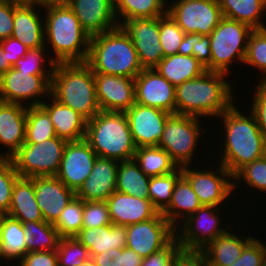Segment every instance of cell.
Masks as SVG:
<instances>
[{
	"label": "cell",
	"instance_id": "44",
	"mask_svg": "<svg viewBox=\"0 0 266 266\" xmlns=\"http://www.w3.org/2000/svg\"><path fill=\"white\" fill-rule=\"evenodd\" d=\"M159 35L163 57L177 54L185 33L168 13L159 17Z\"/></svg>",
	"mask_w": 266,
	"mask_h": 266
},
{
	"label": "cell",
	"instance_id": "60",
	"mask_svg": "<svg viewBox=\"0 0 266 266\" xmlns=\"http://www.w3.org/2000/svg\"><path fill=\"white\" fill-rule=\"evenodd\" d=\"M70 0H40V4L45 5H61L67 4Z\"/></svg>",
	"mask_w": 266,
	"mask_h": 266
},
{
	"label": "cell",
	"instance_id": "58",
	"mask_svg": "<svg viewBox=\"0 0 266 266\" xmlns=\"http://www.w3.org/2000/svg\"><path fill=\"white\" fill-rule=\"evenodd\" d=\"M192 50H193V33L185 34L182 43L178 48V54L192 55Z\"/></svg>",
	"mask_w": 266,
	"mask_h": 266
},
{
	"label": "cell",
	"instance_id": "4",
	"mask_svg": "<svg viewBox=\"0 0 266 266\" xmlns=\"http://www.w3.org/2000/svg\"><path fill=\"white\" fill-rule=\"evenodd\" d=\"M50 95L87 121L100 111L94 73L86 62L55 63Z\"/></svg>",
	"mask_w": 266,
	"mask_h": 266
},
{
	"label": "cell",
	"instance_id": "29",
	"mask_svg": "<svg viewBox=\"0 0 266 266\" xmlns=\"http://www.w3.org/2000/svg\"><path fill=\"white\" fill-rule=\"evenodd\" d=\"M230 230L213 240L203 252L208 266L232 265L242 254L243 249L254 239L251 236L240 237ZM247 237V238H246Z\"/></svg>",
	"mask_w": 266,
	"mask_h": 266
},
{
	"label": "cell",
	"instance_id": "41",
	"mask_svg": "<svg viewBox=\"0 0 266 266\" xmlns=\"http://www.w3.org/2000/svg\"><path fill=\"white\" fill-rule=\"evenodd\" d=\"M244 64L254 66L263 76L261 80L266 82V28L254 29L248 38Z\"/></svg>",
	"mask_w": 266,
	"mask_h": 266
},
{
	"label": "cell",
	"instance_id": "46",
	"mask_svg": "<svg viewBox=\"0 0 266 266\" xmlns=\"http://www.w3.org/2000/svg\"><path fill=\"white\" fill-rule=\"evenodd\" d=\"M19 177L10 159H0V215L8 213L13 188Z\"/></svg>",
	"mask_w": 266,
	"mask_h": 266
},
{
	"label": "cell",
	"instance_id": "5",
	"mask_svg": "<svg viewBox=\"0 0 266 266\" xmlns=\"http://www.w3.org/2000/svg\"><path fill=\"white\" fill-rule=\"evenodd\" d=\"M86 63L93 73L132 79L144 69L134 43L121 26L91 36Z\"/></svg>",
	"mask_w": 266,
	"mask_h": 266
},
{
	"label": "cell",
	"instance_id": "62",
	"mask_svg": "<svg viewBox=\"0 0 266 266\" xmlns=\"http://www.w3.org/2000/svg\"><path fill=\"white\" fill-rule=\"evenodd\" d=\"M79 266H96L91 258H89L87 261H85L83 264Z\"/></svg>",
	"mask_w": 266,
	"mask_h": 266
},
{
	"label": "cell",
	"instance_id": "54",
	"mask_svg": "<svg viewBox=\"0 0 266 266\" xmlns=\"http://www.w3.org/2000/svg\"><path fill=\"white\" fill-rule=\"evenodd\" d=\"M19 266H58L57 250L47 252H28L21 259Z\"/></svg>",
	"mask_w": 266,
	"mask_h": 266
},
{
	"label": "cell",
	"instance_id": "51",
	"mask_svg": "<svg viewBox=\"0 0 266 266\" xmlns=\"http://www.w3.org/2000/svg\"><path fill=\"white\" fill-rule=\"evenodd\" d=\"M211 39L209 35L193 33L192 56L201 63L206 70L211 71Z\"/></svg>",
	"mask_w": 266,
	"mask_h": 266
},
{
	"label": "cell",
	"instance_id": "10",
	"mask_svg": "<svg viewBox=\"0 0 266 266\" xmlns=\"http://www.w3.org/2000/svg\"><path fill=\"white\" fill-rule=\"evenodd\" d=\"M167 13L185 34L210 35L223 17L217 0H176Z\"/></svg>",
	"mask_w": 266,
	"mask_h": 266
},
{
	"label": "cell",
	"instance_id": "33",
	"mask_svg": "<svg viewBox=\"0 0 266 266\" xmlns=\"http://www.w3.org/2000/svg\"><path fill=\"white\" fill-rule=\"evenodd\" d=\"M116 190L130 196L149 199L150 177L132 160L119 162L116 176Z\"/></svg>",
	"mask_w": 266,
	"mask_h": 266
},
{
	"label": "cell",
	"instance_id": "40",
	"mask_svg": "<svg viewBox=\"0 0 266 266\" xmlns=\"http://www.w3.org/2000/svg\"><path fill=\"white\" fill-rule=\"evenodd\" d=\"M84 200L76 195L53 224L61 237H75L82 229Z\"/></svg>",
	"mask_w": 266,
	"mask_h": 266
},
{
	"label": "cell",
	"instance_id": "59",
	"mask_svg": "<svg viewBox=\"0 0 266 266\" xmlns=\"http://www.w3.org/2000/svg\"><path fill=\"white\" fill-rule=\"evenodd\" d=\"M13 66L9 63L6 52H3L0 40V76L11 69Z\"/></svg>",
	"mask_w": 266,
	"mask_h": 266
},
{
	"label": "cell",
	"instance_id": "34",
	"mask_svg": "<svg viewBox=\"0 0 266 266\" xmlns=\"http://www.w3.org/2000/svg\"><path fill=\"white\" fill-rule=\"evenodd\" d=\"M1 229V259L19 261L27 253L23 223L8 215H1Z\"/></svg>",
	"mask_w": 266,
	"mask_h": 266
},
{
	"label": "cell",
	"instance_id": "61",
	"mask_svg": "<svg viewBox=\"0 0 266 266\" xmlns=\"http://www.w3.org/2000/svg\"><path fill=\"white\" fill-rule=\"evenodd\" d=\"M15 4H36L40 3V0H5Z\"/></svg>",
	"mask_w": 266,
	"mask_h": 266
},
{
	"label": "cell",
	"instance_id": "37",
	"mask_svg": "<svg viewBox=\"0 0 266 266\" xmlns=\"http://www.w3.org/2000/svg\"><path fill=\"white\" fill-rule=\"evenodd\" d=\"M119 26L136 18H159L167 13L163 0H113Z\"/></svg>",
	"mask_w": 266,
	"mask_h": 266
},
{
	"label": "cell",
	"instance_id": "28",
	"mask_svg": "<svg viewBox=\"0 0 266 266\" xmlns=\"http://www.w3.org/2000/svg\"><path fill=\"white\" fill-rule=\"evenodd\" d=\"M202 206L189 181L182 175L175 184L169 205L161 214L177 229L182 223ZM181 220H180V219Z\"/></svg>",
	"mask_w": 266,
	"mask_h": 266
},
{
	"label": "cell",
	"instance_id": "65",
	"mask_svg": "<svg viewBox=\"0 0 266 266\" xmlns=\"http://www.w3.org/2000/svg\"><path fill=\"white\" fill-rule=\"evenodd\" d=\"M163 1L165 2L166 5H168V2H167L168 0H163Z\"/></svg>",
	"mask_w": 266,
	"mask_h": 266
},
{
	"label": "cell",
	"instance_id": "6",
	"mask_svg": "<svg viewBox=\"0 0 266 266\" xmlns=\"http://www.w3.org/2000/svg\"><path fill=\"white\" fill-rule=\"evenodd\" d=\"M85 139L97 156L119 162L132 160L137 149L125 112L100 110L87 121Z\"/></svg>",
	"mask_w": 266,
	"mask_h": 266
},
{
	"label": "cell",
	"instance_id": "52",
	"mask_svg": "<svg viewBox=\"0 0 266 266\" xmlns=\"http://www.w3.org/2000/svg\"><path fill=\"white\" fill-rule=\"evenodd\" d=\"M173 266H208L203 250L180 248L172 258Z\"/></svg>",
	"mask_w": 266,
	"mask_h": 266
},
{
	"label": "cell",
	"instance_id": "56",
	"mask_svg": "<svg viewBox=\"0 0 266 266\" xmlns=\"http://www.w3.org/2000/svg\"><path fill=\"white\" fill-rule=\"evenodd\" d=\"M90 258L96 266H123V249H110Z\"/></svg>",
	"mask_w": 266,
	"mask_h": 266
},
{
	"label": "cell",
	"instance_id": "35",
	"mask_svg": "<svg viewBox=\"0 0 266 266\" xmlns=\"http://www.w3.org/2000/svg\"><path fill=\"white\" fill-rule=\"evenodd\" d=\"M28 252L55 251L62 238L53 224L45 221L23 222Z\"/></svg>",
	"mask_w": 266,
	"mask_h": 266
},
{
	"label": "cell",
	"instance_id": "13",
	"mask_svg": "<svg viewBox=\"0 0 266 266\" xmlns=\"http://www.w3.org/2000/svg\"><path fill=\"white\" fill-rule=\"evenodd\" d=\"M51 77L24 75L12 67L0 76V101L26 105L29 100L27 106H40L43 101L39 98L50 96Z\"/></svg>",
	"mask_w": 266,
	"mask_h": 266
},
{
	"label": "cell",
	"instance_id": "55",
	"mask_svg": "<svg viewBox=\"0 0 266 266\" xmlns=\"http://www.w3.org/2000/svg\"><path fill=\"white\" fill-rule=\"evenodd\" d=\"M1 47L3 52H6L7 59L12 66L30 50L20 39L13 37L2 40Z\"/></svg>",
	"mask_w": 266,
	"mask_h": 266
},
{
	"label": "cell",
	"instance_id": "9",
	"mask_svg": "<svg viewBox=\"0 0 266 266\" xmlns=\"http://www.w3.org/2000/svg\"><path fill=\"white\" fill-rule=\"evenodd\" d=\"M199 117L171 114L165 124L158 147L166 150L178 167L192 166L199 137Z\"/></svg>",
	"mask_w": 266,
	"mask_h": 266
},
{
	"label": "cell",
	"instance_id": "42",
	"mask_svg": "<svg viewBox=\"0 0 266 266\" xmlns=\"http://www.w3.org/2000/svg\"><path fill=\"white\" fill-rule=\"evenodd\" d=\"M234 189L242 182L249 188L266 192V154L242 167L234 176ZM240 182V183H239Z\"/></svg>",
	"mask_w": 266,
	"mask_h": 266
},
{
	"label": "cell",
	"instance_id": "1",
	"mask_svg": "<svg viewBox=\"0 0 266 266\" xmlns=\"http://www.w3.org/2000/svg\"><path fill=\"white\" fill-rule=\"evenodd\" d=\"M245 115L233 104L218 117L224 123L225 138L222 154L223 165L233 176L245 165L266 154V138L260 131L254 114ZM244 113V114H243Z\"/></svg>",
	"mask_w": 266,
	"mask_h": 266
},
{
	"label": "cell",
	"instance_id": "49",
	"mask_svg": "<svg viewBox=\"0 0 266 266\" xmlns=\"http://www.w3.org/2000/svg\"><path fill=\"white\" fill-rule=\"evenodd\" d=\"M264 252V243L255 238L243 249L241 256L228 266H261Z\"/></svg>",
	"mask_w": 266,
	"mask_h": 266
},
{
	"label": "cell",
	"instance_id": "53",
	"mask_svg": "<svg viewBox=\"0 0 266 266\" xmlns=\"http://www.w3.org/2000/svg\"><path fill=\"white\" fill-rule=\"evenodd\" d=\"M19 4L0 0V40H5L12 36L14 25V9Z\"/></svg>",
	"mask_w": 266,
	"mask_h": 266
},
{
	"label": "cell",
	"instance_id": "25",
	"mask_svg": "<svg viewBox=\"0 0 266 266\" xmlns=\"http://www.w3.org/2000/svg\"><path fill=\"white\" fill-rule=\"evenodd\" d=\"M40 3L20 4L14 9V25L12 36L20 39L29 49L46 48L44 37V20L36 9ZM36 9V10H35ZM41 19V20H40Z\"/></svg>",
	"mask_w": 266,
	"mask_h": 266
},
{
	"label": "cell",
	"instance_id": "2",
	"mask_svg": "<svg viewBox=\"0 0 266 266\" xmlns=\"http://www.w3.org/2000/svg\"><path fill=\"white\" fill-rule=\"evenodd\" d=\"M226 75L206 70L176 87V114L218 118L227 111L235 98L229 80H225Z\"/></svg>",
	"mask_w": 266,
	"mask_h": 266
},
{
	"label": "cell",
	"instance_id": "36",
	"mask_svg": "<svg viewBox=\"0 0 266 266\" xmlns=\"http://www.w3.org/2000/svg\"><path fill=\"white\" fill-rule=\"evenodd\" d=\"M133 159L149 177L173 173L179 168L169 153L158 146L137 148Z\"/></svg>",
	"mask_w": 266,
	"mask_h": 266
},
{
	"label": "cell",
	"instance_id": "16",
	"mask_svg": "<svg viewBox=\"0 0 266 266\" xmlns=\"http://www.w3.org/2000/svg\"><path fill=\"white\" fill-rule=\"evenodd\" d=\"M96 158L97 154L85 138L67 141L55 177L76 193L89 177Z\"/></svg>",
	"mask_w": 266,
	"mask_h": 266
},
{
	"label": "cell",
	"instance_id": "38",
	"mask_svg": "<svg viewBox=\"0 0 266 266\" xmlns=\"http://www.w3.org/2000/svg\"><path fill=\"white\" fill-rule=\"evenodd\" d=\"M53 137L56 132L48 113L41 106H28L24 143H40Z\"/></svg>",
	"mask_w": 266,
	"mask_h": 266
},
{
	"label": "cell",
	"instance_id": "63",
	"mask_svg": "<svg viewBox=\"0 0 266 266\" xmlns=\"http://www.w3.org/2000/svg\"><path fill=\"white\" fill-rule=\"evenodd\" d=\"M261 266H266V245H265V252L262 260V265Z\"/></svg>",
	"mask_w": 266,
	"mask_h": 266
},
{
	"label": "cell",
	"instance_id": "50",
	"mask_svg": "<svg viewBox=\"0 0 266 266\" xmlns=\"http://www.w3.org/2000/svg\"><path fill=\"white\" fill-rule=\"evenodd\" d=\"M180 248L175 237L165 248L145 257L141 266H173L172 258Z\"/></svg>",
	"mask_w": 266,
	"mask_h": 266
},
{
	"label": "cell",
	"instance_id": "7",
	"mask_svg": "<svg viewBox=\"0 0 266 266\" xmlns=\"http://www.w3.org/2000/svg\"><path fill=\"white\" fill-rule=\"evenodd\" d=\"M253 30L245 23L223 16L209 35L211 71L228 74L235 60L244 64L248 38Z\"/></svg>",
	"mask_w": 266,
	"mask_h": 266
},
{
	"label": "cell",
	"instance_id": "21",
	"mask_svg": "<svg viewBox=\"0 0 266 266\" xmlns=\"http://www.w3.org/2000/svg\"><path fill=\"white\" fill-rule=\"evenodd\" d=\"M37 205L43 220L54 224L76 193L55 176L33 177Z\"/></svg>",
	"mask_w": 266,
	"mask_h": 266
},
{
	"label": "cell",
	"instance_id": "11",
	"mask_svg": "<svg viewBox=\"0 0 266 266\" xmlns=\"http://www.w3.org/2000/svg\"><path fill=\"white\" fill-rule=\"evenodd\" d=\"M219 209L217 206L202 205L193 215L179 224L176 229V239L180 247L203 250L218 236L226 233L230 228L221 226V214H217Z\"/></svg>",
	"mask_w": 266,
	"mask_h": 266
},
{
	"label": "cell",
	"instance_id": "22",
	"mask_svg": "<svg viewBox=\"0 0 266 266\" xmlns=\"http://www.w3.org/2000/svg\"><path fill=\"white\" fill-rule=\"evenodd\" d=\"M27 105L0 101V145L8 148L0 159H10L24 144Z\"/></svg>",
	"mask_w": 266,
	"mask_h": 266
},
{
	"label": "cell",
	"instance_id": "23",
	"mask_svg": "<svg viewBox=\"0 0 266 266\" xmlns=\"http://www.w3.org/2000/svg\"><path fill=\"white\" fill-rule=\"evenodd\" d=\"M119 162L97 156L89 177L76 192L84 201H106L116 191Z\"/></svg>",
	"mask_w": 266,
	"mask_h": 266
},
{
	"label": "cell",
	"instance_id": "57",
	"mask_svg": "<svg viewBox=\"0 0 266 266\" xmlns=\"http://www.w3.org/2000/svg\"><path fill=\"white\" fill-rule=\"evenodd\" d=\"M143 259L135 251L127 247L123 249V266H141Z\"/></svg>",
	"mask_w": 266,
	"mask_h": 266
},
{
	"label": "cell",
	"instance_id": "26",
	"mask_svg": "<svg viewBox=\"0 0 266 266\" xmlns=\"http://www.w3.org/2000/svg\"><path fill=\"white\" fill-rule=\"evenodd\" d=\"M50 102L40 105L50 116L56 136L66 141H78L85 138L87 120L74 109L58 102L51 95Z\"/></svg>",
	"mask_w": 266,
	"mask_h": 266
},
{
	"label": "cell",
	"instance_id": "14",
	"mask_svg": "<svg viewBox=\"0 0 266 266\" xmlns=\"http://www.w3.org/2000/svg\"><path fill=\"white\" fill-rule=\"evenodd\" d=\"M126 231V247L143 258L165 248L176 237V229L161 212L150 220L126 226Z\"/></svg>",
	"mask_w": 266,
	"mask_h": 266
},
{
	"label": "cell",
	"instance_id": "12",
	"mask_svg": "<svg viewBox=\"0 0 266 266\" xmlns=\"http://www.w3.org/2000/svg\"><path fill=\"white\" fill-rule=\"evenodd\" d=\"M217 166V172L208 168L200 171V167L194 170L189 165L182 167V175L189 181L202 205L222 207L233 193V175L220 163Z\"/></svg>",
	"mask_w": 266,
	"mask_h": 266
},
{
	"label": "cell",
	"instance_id": "19",
	"mask_svg": "<svg viewBox=\"0 0 266 266\" xmlns=\"http://www.w3.org/2000/svg\"><path fill=\"white\" fill-rule=\"evenodd\" d=\"M94 77L101 111L126 112L136 103L134 79L101 73Z\"/></svg>",
	"mask_w": 266,
	"mask_h": 266
},
{
	"label": "cell",
	"instance_id": "47",
	"mask_svg": "<svg viewBox=\"0 0 266 266\" xmlns=\"http://www.w3.org/2000/svg\"><path fill=\"white\" fill-rule=\"evenodd\" d=\"M82 228L112 225L106 201H84Z\"/></svg>",
	"mask_w": 266,
	"mask_h": 266
},
{
	"label": "cell",
	"instance_id": "64",
	"mask_svg": "<svg viewBox=\"0 0 266 266\" xmlns=\"http://www.w3.org/2000/svg\"><path fill=\"white\" fill-rule=\"evenodd\" d=\"M1 236H2V229H1V215H0V252H1Z\"/></svg>",
	"mask_w": 266,
	"mask_h": 266
},
{
	"label": "cell",
	"instance_id": "43",
	"mask_svg": "<svg viewBox=\"0 0 266 266\" xmlns=\"http://www.w3.org/2000/svg\"><path fill=\"white\" fill-rule=\"evenodd\" d=\"M57 256L58 266H79L90 258L88 249L76 237H62Z\"/></svg>",
	"mask_w": 266,
	"mask_h": 266
},
{
	"label": "cell",
	"instance_id": "18",
	"mask_svg": "<svg viewBox=\"0 0 266 266\" xmlns=\"http://www.w3.org/2000/svg\"><path fill=\"white\" fill-rule=\"evenodd\" d=\"M137 148L158 146L170 113L135 103L125 112Z\"/></svg>",
	"mask_w": 266,
	"mask_h": 266
},
{
	"label": "cell",
	"instance_id": "8",
	"mask_svg": "<svg viewBox=\"0 0 266 266\" xmlns=\"http://www.w3.org/2000/svg\"><path fill=\"white\" fill-rule=\"evenodd\" d=\"M66 144L57 136L40 143H24L10 160L22 178L55 176Z\"/></svg>",
	"mask_w": 266,
	"mask_h": 266
},
{
	"label": "cell",
	"instance_id": "3",
	"mask_svg": "<svg viewBox=\"0 0 266 266\" xmlns=\"http://www.w3.org/2000/svg\"><path fill=\"white\" fill-rule=\"evenodd\" d=\"M44 37L53 49L55 63L86 62L91 36L67 4L45 5Z\"/></svg>",
	"mask_w": 266,
	"mask_h": 266
},
{
	"label": "cell",
	"instance_id": "24",
	"mask_svg": "<svg viewBox=\"0 0 266 266\" xmlns=\"http://www.w3.org/2000/svg\"><path fill=\"white\" fill-rule=\"evenodd\" d=\"M111 222L114 225L128 226L154 218L159 211L149 199H142L115 191L106 200Z\"/></svg>",
	"mask_w": 266,
	"mask_h": 266
},
{
	"label": "cell",
	"instance_id": "15",
	"mask_svg": "<svg viewBox=\"0 0 266 266\" xmlns=\"http://www.w3.org/2000/svg\"><path fill=\"white\" fill-rule=\"evenodd\" d=\"M129 35L144 69H153L163 59L160 44L159 18H136L120 25Z\"/></svg>",
	"mask_w": 266,
	"mask_h": 266
},
{
	"label": "cell",
	"instance_id": "17",
	"mask_svg": "<svg viewBox=\"0 0 266 266\" xmlns=\"http://www.w3.org/2000/svg\"><path fill=\"white\" fill-rule=\"evenodd\" d=\"M135 102L176 114V87L158 71L143 69L134 79Z\"/></svg>",
	"mask_w": 266,
	"mask_h": 266
},
{
	"label": "cell",
	"instance_id": "39",
	"mask_svg": "<svg viewBox=\"0 0 266 266\" xmlns=\"http://www.w3.org/2000/svg\"><path fill=\"white\" fill-rule=\"evenodd\" d=\"M181 176L182 167H179L173 173L150 177L149 200L159 212L169 205L175 184Z\"/></svg>",
	"mask_w": 266,
	"mask_h": 266
},
{
	"label": "cell",
	"instance_id": "48",
	"mask_svg": "<svg viewBox=\"0 0 266 266\" xmlns=\"http://www.w3.org/2000/svg\"><path fill=\"white\" fill-rule=\"evenodd\" d=\"M250 111L254 114L260 131L266 138V82L256 84Z\"/></svg>",
	"mask_w": 266,
	"mask_h": 266
},
{
	"label": "cell",
	"instance_id": "27",
	"mask_svg": "<svg viewBox=\"0 0 266 266\" xmlns=\"http://www.w3.org/2000/svg\"><path fill=\"white\" fill-rule=\"evenodd\" d=\"M126 236L125 226L112 224L96 228H82L75 237L88 249L90 255H98L110 249H124Z\"/></svg>",
	"mask_w": 266,
	"mask_h": 266
},
{
	"label": "cell",
	"instance_id": "31",
	"mask_svg": "<svg viewBox=\"0 0 266 266\" xmlns=\"http://www.w3.org/2000/svg\"><path fill=\"white\" fill-rule=\"evenodd\" d=\"M158 73L175 87L192 80L206 71L192 55L175 54L163 59L155 67Z\"/></svg>",
	"mask_w": 266,
	"mask_h": 266
},
{
	"label": "cell",
	"instance_id": "30",
	"mask_svg": "<svg viewBox=\"0 0 266 266\" xmlns=\"http://www.w3.org/2000/svg\"><path fill=\"white\" fill-rule=\"evenodd\" d=\"M23 222L44 221L42 212L37 205L34 182L30 178L19 177L14 185L11 204L6 214Z\"/></svg>",
	"mask_w": 266,
	"mask_h": 266
},
{
	"label": "cell",
	"instance_id": "32",
	"mask_svg": "<svg viewBox=\"0 0 266 266\" xmlns=\"http://www.w3.org/2000/svg\"><path fill=\"white\" fill-rule=\"evenodd\" d=\"M224 17L249 25L252 29H265L261 15L266 0H217Z\"/></svg>",
	"mask_w": 266,
	"mask_h": 266
},
{
	"label": "cell",
	"instance_id": "20",
	"mask_svg": "<svg viewBox=\"0 0 266 266\" xmlns=\"http://www.w3.org/2000/svg\"><path fill=\"white\" fill-rule=\"evenodd\" d=\"M67 5L90 36L119 26L113 0H70Z\"/></svg>",
	"mask_w": 266,
	"mask_h": 266
},
{
	"label": "cell",
	"instance_id": "45",
	"mask_svg": "<svg viewBox=\"0 0 266 266\" xmlns=\"http://www.w3.org/2000/svg\"><path fill=\"white\" fill-rule=\"evenodd\" d=\"M45 48L42 49H30L22 58H19L13 68L22 72L24 75H52V68L54 62L51 59H46L44 52ZM44 57V58H43ZM49 63V69L45 66L46 61Z\"/></svg>",
	"mask_w": 266,
	"mask_h": 266
}]
</instances>
